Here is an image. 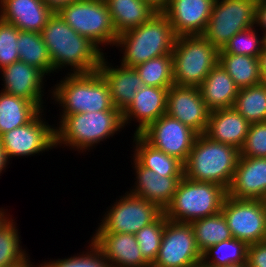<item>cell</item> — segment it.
Instances as JSON below:
<instances>
[{
	"label": "cell",
	"mask_w": 266,
	"mask_h": 267,
	"mask_svg": "<svg viewBox=\"0 0 266 267\" xmlns=\"http://www.w3.org/2000/svg\"><path fill=\"white\" fill-rule=\"evenodd\" d=\"M48 48L53 73L69 67L71 74L91 73L99 69L104 50L71 28L54 12L41 31Z\"/></svg>",
	"instance_id": "6da1fadb"
},
{
	"label": "cell",
	"mask_w": 266,
	"mask_h": 267,
	"mask_svg": "<svg viewBox=\"0 0 266 267\" xmlns=\"http://www.w3.org/2000/svg\"><path fill=\"white\" fill-rule=\"evenodd\" d=\"M55 127L56 147L67 146L79 153L94 149L101 141L124 129L119 110L60 115ZM121 129V130H120ZM63 144V145H62ZM94 147V148H92Z\"/></svg>",
	"instance_id": "7a4b0ae2"
},
{
	"label": "cell",
	"mask_w": 266,
	"mask_h": 267,
	"mask_svg": "<svg viewBox=\"0 0 266 267\" xmlns=\"http://www.w3.org/2000/svg\"><path fill=\"white\" fill-rule=\"evenodd\" d=\"M176 37L167 16L156 12L144 24L118 35L115 46L123 54L120 64L135 67L150 59L172 54Z\"/></svg>",
	"instance_id": "3957f363"
},
{
	"label": "cell",
	"mask_w": 266,
	"mask_h": 267,
	"mask_svg": "<svg viewBox=\"0 0 266 267\" xmlns=\"http://www.w3.org/2000/svg\"><path fill=\"white\" fill-rule=\"evenodd\" d=\"M240 157V150L211 140L205 134L196 136L184 166V176L197 182H212L228 190Z\"/></svg>",
	"instance_id": "277c9868"
},
{
	"label": "cell",
	"mask_w": 266,
	"mask_h": 267,
	"mask_svg": "<svg viewBox=\"0 0 266 267\" xmlns=\"http://www.w3.org/2000/svg\"><path fill=\"white\" fill-rule=\"evenodd\" d=\"M53 89L52 100L54 98L55 104L62 108L60 115L118 110L112 103L107 82L98 70L68 73Z\"/></svg>",
	"instance_id": "5b68a950"
},
{
	"label": "cell",
	"mask_w": 266,
	"mask_h": 267,
	"mask_svg": "<svg viewBox=\"0 0 266 267\" xmlns=\"http://www.w3.org/2000/svg\"><path fill=\"white\" fill-rule=\"evenodd\" d=\"M226 196L227 190L221 185L183 176L164 214L168 220L191 223L221 212Z\"/></svg>",
	"instance_id": "8992f818"
},
{
	"label": "cell",
	"mask_w": 266,
	"mask_h": 267,
	"mask_svg": "<svg viewBox=\"0 0 266 267\" xmlns=\"http://www.w3.org/2000/svg\"><path fill=\"white\" fill-rule=\"evenodd\" d=\"M174 85L199 87L219 63V50L202 35L177 36L173 51Z\"/></svg>",
	"instance_id": "52a82bcc"
},
{
	"label": "cell",
	"mask_w": 266,
	"mask_h": 267,
	"mask_svg": "<svg viewBox=\"0 0 266 267\" xmlns=\"http://www.w3.org/2000/svg\"><path fill=\"white\" fill-rule=\"evenodd\" d=\"M57 13L78 34L100 46H115L118 34L104 0H77Z\"/></svg>",
	"instance_id": "ba28073f"
},
{
	"label": "cell",
	"mask_w": 266,
	"mask_h": 267,
	"mask_svg": "<svg viewBox=\"0 0 266 267\" xmlns=\"http://www.w3.org/2000/svg\"><path fill=\"white\" fill-rule=\"evenodd\" d=\"M256 0H215L201 34L219 51L238 32L255 25Z\"/></svg>",
	"instance_id": "9c48e42d"
},
{
	"label": "cell",
	"mask_w": 266,
	"mask_h": 267,
	"mask_svg": "<svg viewBox=\"0 0 266 267\" xmlns=\"http://www.w3.org/2000/svg\"><path fill=\"white\" fill-rule=\"evenodd\" d=\"M107 208L94 233L136 234L141 228L156 221L163 213L157 204L146 199L124 193Z\"/></svg>",
	"instance_id": "30bf717a"
},
{
	"label": "cell",
	"mask_w": 266,
	"mask_h": 267,
	"mask_svg": "<svg viewBox=\"0 0 266 267\" xmlns=\"http://www.w3.org/2000/svg\"><path fill=\"white\" fill-rule=\"evenodd\" d=\"M201 258L191 224L167 219L160 249L151 267H200Z\"/></svg>",
	"instance_id": "8fae6325"
},
{
	"label": "cell",
	"mask_w": 266,
	"mask_h": 267,
	"mask_svg": "<svg viewBox=\"0 0 266 267\" xmlns=\"http://www.w3.org/2000/svg\"><path fill=\"white\" fill-rule=\"evenodd\" d=\"M233 238L247 244L266 240V207L263 200L226 196L222 205Z\"/></svg>",
	"instance_id": "7c38bea8"
},
{
	"label": "cell",
	"mask_w": 266,
	"mask_h": 267,
	"mask_svg": "<svg viewBox=\"0 0 266 267\" xmlns=\"http://www.w3.org/2000/svg\"><path fill=\"white\" fill-rule=\"evenodd\" d=\"M42 113L43 110L26 125L0 136L9 161L12 157H31L56 148L55 127L42 118Z\"/></svg>",
	"instance_id": "4fadbf2b"
},
{
	"label": "cell",
	"mask_w": 266,
	"mask_h": 267,
	"mask_svg": "<svg viewBox=\"0 0 266 267\" xmlns=\"http://www.w3.org/2000/svg\"><path fill=\"white\" fill-rule=\"evenodd\" d=\"M139 135L154 148L176 157L184 164L198 134L179 120L164 114Z\"/></svg>",
	"instance_id": "5bb4252c"
},
{
	"label": "cell",
	"mask_w": 266,
	"mask_h": 267,
	"mask_svg": "<svg viewBox=\"0 0 266 267\" xmlns=\"http://www.w3.org/2000/svg\"><path fill=\"white\" fill-rule=\"evenodd\" d=\"M166 114L204 134L210 115L198 87L172 85L168 89Z\"/></svg>",
	"instance_id": "9a60e30c"
},
{
	"label": "cell",
	"mask_w": 266,
	"mask_h": 267,
	"mask_svg": "<svg viewBox=\"0 0 266 267\" xmlns=\"http://www.w3.org/2000/svg\"><path fill=\"white\" fill-rule=\"evenodd\" d=\"M3 90L10 95L32 102L40 111H44V81L46 76L38 68L17 61L1 69Z\"/></svg>",
	"instance_id": "2e32d148"
},
{
	"label": "cell",
	"mask_w": 266,
	"mask_h": 267,
	"mask_svg": "<svg viewBox=\"0 0 266 267\" xmlns=\"http://www.w3.org/2000/svg\"><path fill=\"white\" fill-rule=\"evenodd\" d=\"M215 0H170L162 11L176 36L201 35L208 23Z\"/></svg>",
	"instance_id": "e0dca14e"
},
{
	"label": "cell",
	"mask_w": 266,
	"mask_h": 267,
	"mask_svg": "<svg viewBox=\"0 0 266 267\" xmlns=\"http://www.w3.org/2000/svg\"><path fill=\"white\" fill-rule=\"evenodd\" d=\"M91 241L103 253L110 267H151L142 256L134 234L95 233Z\"/></svg>",
	"instance_id": "ac0fdd59"
},
{
	"label": "cell",
	"mask_w": 266,
	"mask_h": 267,
	"mask_svg": "<svg viewBox=\"0 0 266 267\" xmlns=\"http://www.w3.org/2000/svg\"><path fill=\"white\" fill-rule=\"evenodd\" d=\"M168 89L155 86H142L138 89L134 100L122 112L123 126L136 120L139 124L135 125L134 134H139L150 123L166 114Z\"/></svg>",
	"instance_id": "d6986e66"
},
{
	"label": "cell",
	"mask_w": 266,
	"mask_h": 267,
	"mask_svg": "<svg viewBox=\"0 0 266 267\" xmlns=\"http://www.w3.org/2000/svg\"><path fill=\"white\" fill-rule=\"evenodd\" d=\"M227 195L236 199L263 200L266 196V158L239 157Z\"/></svg>",
	"instance_id": "ffe728a7"
},
{
	"label": "cell",
	"mask_w": 266,
	"mask_h": 267,
	"mask_svg": "<svg viewBox=\"0 0 266 267\" xmlns=\"http://www.w3.org/2000/svg\"><path fill=\"white\" fill-rule=\"evenodd\" d=\"M133 170L136 180L129 193L151 201L164 210L172 201L178 184L183 176H161L154 171L143 167L134 157Z\"/></svg>",
	"instance_id": "44dd1931"
},
{
	"label": "cell",
	"mask_w": 266,
	"mask_h": 267,
	"mask_svg": "<svg viewBox=\"0 0 266 267\" xmlns=\"http://www.w3.org/2000/svg\"><path fill=\"white\" fill-rule=\"evenodd\" d=\"M53 13L43 0H0V18L20 31L41 33Z\"/></svg>",
	"instance_id": "7402d4cb"
},
{
	"label": "cell",
	"mask_w": 266,
	"mask_h": 267,
	"mask_svg": "<svg viewBox=\"0 0 266 267\" xmlns=\"http://www.w3.org/2000/svg\"><path fill=\"white\" fill-rule=\"evenodd\" d=\"M111 64L105 59L104 54L98 71L107 82L114 107L122 113L144 84L134 67L122 64L114 67Z\"/></svg>",
	"instance_id": "603a6c76"
},
{
	"label": "cell",
	"mask_w": 266,
	"mask_h": 267,
	"mask_svg": "<svg viewBox=\"0 0 266 267\" xmlns=\"http://www.w3.org/2000/svg\"><path fill=\"white\" fill-rule=\"evenodd\" d=\"M250 123L233 107L210 111L205 135L211 140L228 144L241 150Z\"/></svg>",
	"instance_id": "cb8c5ba5"
},
{
	"label": "cell",
	"mask_w": 266,
	"mask_h": 267,
	"mask_svg": "<svg viewBox=\"0 0 266 267\" xmlns=\"http://www.w3.org/2000/svg\"><path fill=\"white\" fill-rule=\"evenodd\" d=\"M210 111L234 106L239 88L227 71L218 63L198 87Z\"/></svg>",
	"instance_id": "d4e9b609"
},
{
	"label": "cell",
	"mask_w": 266,
	"mask_h": 267,
	"mask_svg": "<svg viewBox=\"0 0 266 267\" xmlns=\"http://www.w3.org/2000/svg\"><path fill=\"white\" fill-rule=\"evenodd\" d=\"M116 33L147 22L157 11L143 0H104Z\"/></svg>",
	"instance_id": "484cf974"
},
{
	"label": "cell",
	"mask_w": 266,
	"mask_h": 267,
	"mask_svg": "<svg viewBox=\"0 0 266 267\" xmlns=\"http://www.w3.org/2000/svg\"><path fill=\"white\" fill-rule=\"evenodd\" d=\"M133 157L145 168L161 176H184V165L176 157L148 144L139 134L133 135Z\"/></svg>",
	"instance_id": "4316f807"
},
{
	"label": "cell",
	"mask_w": 266,
	"mask_h": 267,
	"mask_svg": "<svg viewBox=\"0 0 266 267\" xmlns=\"http://www.w3.org/2000/svg\"><path fill=\"white\" fill-rule=\"evenodd\" d=\"M39 112L32 102L0 91V136L26 125Z\"/></svg>",
	"instance_id": "83f0119b"
},
{
	"label": "cell",
	"mask_w": 266,
	"mask_h": 267,
	"mask_svg": "<svg viewBox=\"0 0 266 267\" xmlns=\"http://www.w3.org/2000/svg\"><path fill=\"white\" fill-rule=\"evenodd\" d=\"M219 64L227 71L239 89L262 82L258 57L219 53Z\"/></svg>",
	"instance_id": "f1b7e54d"
},
{
	"label": "cell",
	"mask_w": 266,
	"mask_h": 267,
	"mask_svg": "<svg viewBox=\"0 0 266 267\" xmlns=\"http://www.w3.org/2000/svg\"><path fill=\"white\" fill-rule=\"evenodd\" d=\"M248 244L242 240L231 238L202 252L200 267H225L244 265L247 262Z\"/></svg>",
	"instance_id": "f546056e"
},
{
	"label": "cell",
	"mask_w": 266,
	"mask_h": 267,
	"mask_svg": "<svg viewBox=\"0 0 266 267\" xmlns=\"http://www.w3.org/2000/svg\"><path fill=\"white\" fill-rule=\"evenodd\" d=\"M17 47L19 61L38 68L46 76L53 74L51 58L41 33L19 30Z\"/></svg>",
	"instance_id": "4dcf8cb0"
},
{
	"label": "cell",
	"mask_w": 266,
	"mask_h": 267,
	"mask_svg": "<svg viewBox=\"0 0 266 267\" xmlns=\"http://www.w3.org/2000/svg\"><path fill=\"white\" fill-rule=\"evenodd\" d=\"M190 224L193 228L196 245L201 253L210 246L233 238L222 212L197 219Z\"/></svg>",
	"instance_id": "1f68e13d"
},
{
	"label": "cell",
	"mask_w": 266,
	"mask_h": 267,
	"mask_svg": "<svg viewBox=\"0 0 266 267\" xmlns=\"http://www.w3.org/2000/svg\"><path fill=\"white\" fill-rule=\"evenodd\" d=\"M233 108L250 124L266 122V84L239 89Z\"/></svg>",
	"instance_id": "d6a6232c"
},
{
	"label": "cell",
	"mask_w": 266,
	"mask_h": 267,
	"mask_svg": "<svg viewBox=\"0 0 266 267\" xmlns=\"http://www.w3.org/2000/svg\"><path fill=\"white\" fill-rule=\"evenodd\" d=\"M134 68L144 86L170 88L174 85L172 54L150 59Z\"/></svg>",
	"instance_id": "836d02e7"
},
{
	"label": "cell",
	"mask_w": 266,
	"mask_h": 267,
	"mask_svg": "<svg viewBox=\"0 0 266 267\" xmlns=\"http://www.w3.org/2000/svg\"><path fill=\"white\" fill-rule=\"evenodd\" d=\"M18 229L12 218L0 228V267H16L30 259L22 249Z\"/></svg>",
	"instance_id": "e575fe53"
},
{
	"label": "cell",
	"mask_w": 266,
	"mask_h": 267,
	"mask_svg": "<svg viewBox=\"0 0 266 267\" xmlns=\"http://www.w3.org/2000/svg\"><path fill=\"white\" fill-rule=\"evenodd\" d=\"M167 218L163 213L156 221L141 228L136 234V240L144 259L152 265L157 258Z\"/></svg>",
	"instance_id": "d590c367"
},
{
	"label": "cell",
	"mask_w": 266,
	"mask_h": 267,
	"mask_svg": "<svg viewBox=\"0 0 266 267\" xmlns=\"http://www.w3.org/2000/svg\"><path fill=\"white\" fill-rule=\"evenodd\" d=\"M258 28L254 25L246 30L235 34L219 51V53H230L235 55H246L258 57L266 45L265 36L257 34Z\"/></svg>",
	"instance_id": "8d00e7d4"
},
{
	"label": "cell",
	"mask_w": 266,
	"mask_h": 267,
	"mask_svg": "<svg viewBox=\"0 0 266 267\" xmlns=\"http://www.w3.org/2000/svg\"><path fill=\"white\" fill-rule=\"evenodd\" d=\"M87 252L73 255L65 259L47 260L39 267H110L108 260L100 249L90 240ZM90 248V250H89Z\"/></svg>",
	"instance_id": "74e56055"
},
{
	"label": "cell",
	"mask_w": 266,
	"mask_h": 267,
	"mask_svg": "<svg viewBox=\"0 0 266 267\" xmlns=\"http://www.w3.org/2000/svg\"><path fill=\"white\" fill-rule=\"evenodd\" d=\"M19 29L0 18V70L19 61Z\"/></svg>",
	"instance_id": "f35d334b"
},
{
	"label": "cell",
	"mask_w": 266,
	"mask_h": 267,
	"mask_svg": "<svg viewBox=\"0 0 266 267\" xmlns=\"http://www.w3.org/2000/svg\"><path fill=\"white\" fill-rule=\"evenodd\" d=\"M240 157L266 158V122L250 124Z\"/></svg>",
	"instance_id": "ab89813d"
},
{
	"label": "cell",
	"mask_w": 266,
	"mask_h": 267,
	"mask_svg": "<svg viewBox=\"0 0 266 267\" xmlns=\"http://www.w3.org/2000/svg\"><path fill=\"white\" fill-rule=\"evenodd\" d=\"M247 267H266V240L248 244Z\"/></svg>",
	"instance_id": "60d3db41"
},
{
	"label": "cell",
	"mask_w": 266,
	"mask_h": 267,
	"mask_svg": "<svg viewBox=\"0 0 266 267\" xmlns=\"http://www.w3.org/2000/svg\"><path fill=\"white\" fill-rule=\"evenodd\" d=\"M255 26L262 30L261 36H266V0L256 2Z\"/></svg>",
	"instance_id": "b9f144b4"
},
{
	"label": "cell",
	"mask_w": 266,
	"mask_h": 267,
	"mask_svg": "<svg viewBox=\"0 0 266 267\" xmlns=\"http://www.w3.org/2000/svg\"><path fill=\"white\" fill-rule=\"evenodd\" d=\"M43 1L53 12H57L63 6H66L67 4L73 3L74 1L77 0H43Z\"/></svg>",
	"instance_id": "7bdbcfd3"
},
{
	"label": "cell",
	"mask_w": 266,
	"mask_h": 267,
	"mask_svg": "<svg viewBox=\"0 0 266 267\" xmlns=\"http://www.w3.org/2000/svg\"><path fill=\"white\" fill-rule=\"evenodd\" d=\"M262 83L266 84V45L258 56Z\"/></svg>",
	"instance_id": "ee69618b"
},
{
	"label": "cell",
	"mask_w": 266,
	"mask_h": 267,
	"mask_svg": "<svg viewBox=\"0 0 266 267\" xmlns=\"http://www.w3.org/2000/svg\"><path fill=\"white\" fill-rule=\"evenodd\" d=\"M146 1L157 12H162L169 4L170 0H143Z\"/></svg>",
	"instance_id": "f6af8a7d"
},
{
	"label": "cell",
	"mask_w": 266,
	"mask_h": 267,
	"mask_svg": "<svg viewBox=\"0 0 266 267\" xmlns=\"http://www.w3.org/2000/svg\"><path fill=\"white\" fill-rule=\"evenodd\" d=\"M9 159L7 154L2 146V142L0 140V174L5 171L6 167L8 166ZM1 176V175H0Z\"/></svg>",
	"instance_id": "bcb514c9"
},
{
	"label": "cell",
	"mask_w": 266,
	"mask_h": 267,
	"mask_svg": "<svg viewBox=\"0 0 266 267\" xmlns=\"http://www.w3.org/2000/svg\"><path fill=\"white\" fill-rule=\"evenodd\" d=\"M6 212L7 210H4L3 208L0 209V228H2L12 218L10 213L8 215Z\"/></svg>",
	"instance_id": "7dc6e473"
},
{
	"label": "cell",
	"mask_w": 266,
	"mask_h": 267,
	"mask_svg": "<svg viewBox=\"0 0 266 267\" xmlns=\"http://www.w3.org/2000/svg\"><path fill=\"white\" fill-rule=\"evenodd\" d=\"M33 264L34 263H31L30 259H29L25 263H23L22 265H18L16 267H39V264H38V266H35V264L34 265Z\"/></svg>",
	"instance_id": "c3c4849f"
},
{
	"label": "cell",
	"mask_w": 266,
	"mask_h": 267,
	"mask_svg": "<svg viewBox=\"0 0 266 267\" xmlns=\"http://www.w3.org/2000/svg\"><path fill=\"white\" fill-rule=\"evenodd\" d=\"M225 267H247L246 264L244 265H230V266H225Z\"/></svg>",
	"instance_id": "681fc988"
},
{
	"label": "cell",
	"mask_w": 266,
	"mask_h": 267,
	"mask_svg": "<svg viewBox=\"0 0 266 267\" xmlns=\"http://www.w3.org/2000/svg\"><path fill=\"white\" fill-rule=\"evenodd\" d=\"M263 201H264V204H265V207H266V196H265V198L263 199Z\"/></svg>",
	"instance_id": "f907efd6"
}]
</instances>
